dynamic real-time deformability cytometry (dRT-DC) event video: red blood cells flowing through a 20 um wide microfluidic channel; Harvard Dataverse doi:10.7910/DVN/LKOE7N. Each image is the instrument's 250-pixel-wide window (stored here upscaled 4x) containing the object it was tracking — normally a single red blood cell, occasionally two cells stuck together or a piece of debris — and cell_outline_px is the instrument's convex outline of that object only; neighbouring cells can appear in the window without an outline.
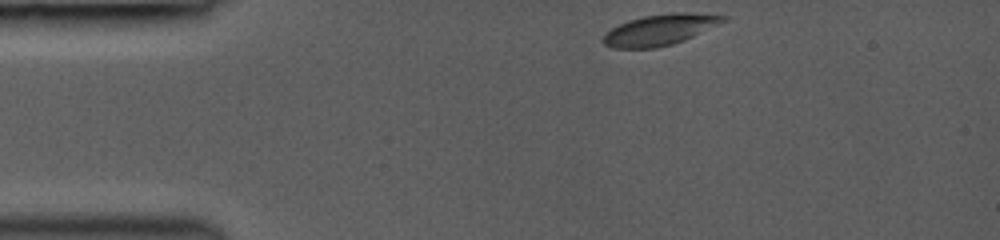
{"species": "common noctule bat (a hibernating species)", "species_latin": "Nyctalus noctula", "temperature_condition": "room temperature", "stored_images_in_passage": 9, "camera_frame_rate_fps": 3000, "um_per_image_px": 0.085, "animal": {"sex": "female", "body_mass_g": 19.0, "forearm_length_mm": 53.3}, "frame": {"image": 1, "passage_image": 1, "time_ms": 0.0, "image_size_px": [1000, 240], "cell_outline_px": [[728, 20], [684, 40], [672, 44], [656, 48], [612, 48], [604, 44], [604, 32], [628, 20], [644, 16], [668, 12], [684, 12], [728, 16]], "centroid_in_image_um": [56.1, 2.52], "position_along_channel_um": 28.9, "area_um2": 21.56}}
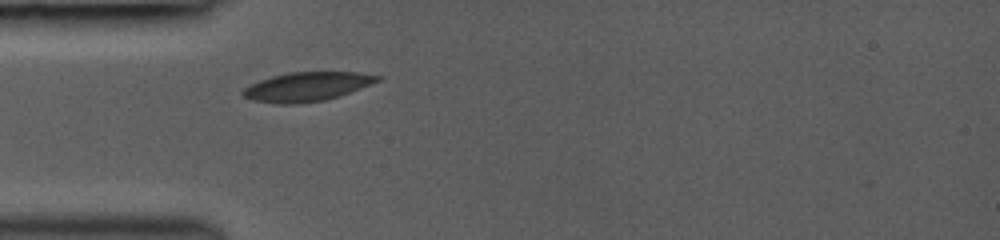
{"frame": {"image": 2, "passage_image": 9, "time_ms": 2.0, "image_size_px": [1000, 240], "cell_outline_px": [[384, 76], [380, 80], [340, 96], [324, 100], [296, 104], [280, 104], [252, 100], [244, 96], [240, 92], [244, 88], [260, 80], [272, 76], [288, 72], [356, 72]], "centroid_in_image_um": [26.09, 7.36], "position_along_channel_um": 58.9, "area_um2": 22.72}}